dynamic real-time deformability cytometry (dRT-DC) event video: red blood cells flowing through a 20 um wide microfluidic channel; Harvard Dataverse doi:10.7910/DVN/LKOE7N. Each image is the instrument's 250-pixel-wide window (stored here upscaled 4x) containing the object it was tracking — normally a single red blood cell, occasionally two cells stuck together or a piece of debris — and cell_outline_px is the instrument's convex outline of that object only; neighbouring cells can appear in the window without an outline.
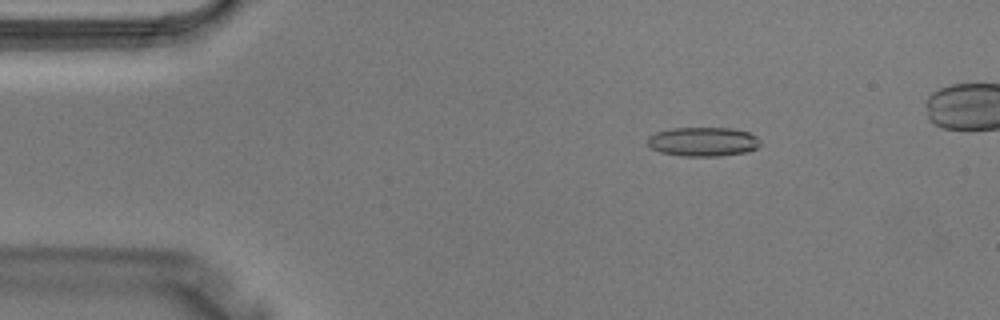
{"species": "Egyptian fruit bat (a non-hibernating species)", "species_latin": "Rousettus aegyptiacus", "temperature_condition": "warm", "stored_images_in_passage": 4, "camera_frame_rate_fps": 3000, "um_per_image_px": 0.085, "animal": {"sex": "male"}, "frame": {"image": 1, "passage_image": 2, "time_ms": 0.333, "image_size_px": [1000, 320], "cell_outline_px": [[760, 144], [756, 148], [748, 152], [720, 156], [680, 156], [660, 152], [652, 148], [648, 144], [648, 136], [656, 132], [672, 128], [732, 128], [748, 132], [756, 136], [760, 140]], "centroid_in_image_um": [59.77, 12.05], "position_along_channel_um": 25.2, "area_um2": 19.25}}